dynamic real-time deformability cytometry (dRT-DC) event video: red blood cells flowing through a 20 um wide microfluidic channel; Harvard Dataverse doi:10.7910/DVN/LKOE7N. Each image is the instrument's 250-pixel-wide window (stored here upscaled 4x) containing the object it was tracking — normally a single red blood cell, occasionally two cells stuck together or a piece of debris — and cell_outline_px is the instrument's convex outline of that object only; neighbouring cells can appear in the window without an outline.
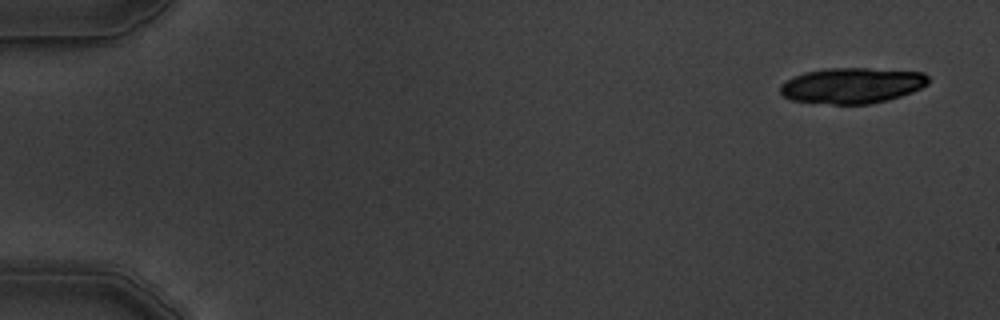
{"species": "common noctule bat (a hibernating species)", "species_latin": "Nyctalus noctula", "temperature_condition": "warm", "stored_images_in_passage": 7, "camera_frame_rate_fps": 3000, "um_per_image_px": 0.085, "animal": {"sex": "male", "body_mass_g": 19.5, "forearm_length_mm": 54.6}, "frame": {"image": 1, "passage_image": 1, "time_ms": 0.0, "image_size_px": [1000, 320], "cell_outline_px": [[928, 84], [912, 92], [888, 100], [872, 104], [832, 104], [792, 100], [784, 96], [780, 92], [780, 84], [792, 76], [804, 72], [824, 68], [868, 68], [924, 72], [928, 76]], "centroid_in_image_um": [72.41, 7.26], "position_along_channel_um": 12.6, "area_um2": 30.98}}
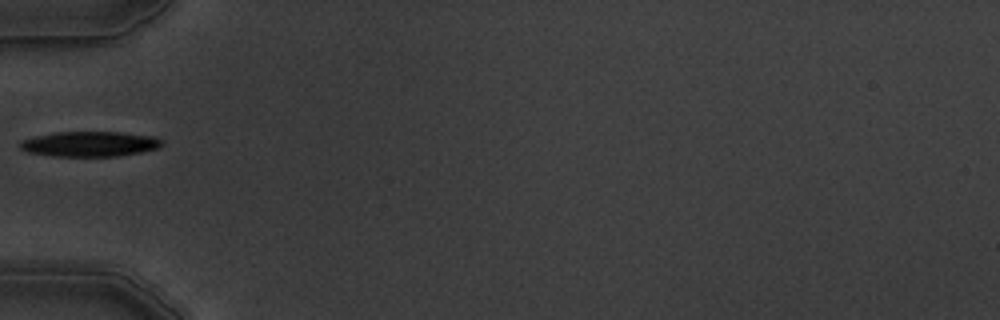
{"frame": {"image": 2, "passage_image": 6, "time_ms": 5.667, "image_size_px": [1000, 320], "cell_outline_px": [[164, 144], [156, 148], [140, 152], [116, 156], [52, 156], [28, 152], [20, 148], [20, 140], [36, 136], [56, 132], [120, 132], [156, 136], [164, 140]], "centroid_in_image_um": [7.65, 12.23], "position_along_channel_um": 77.3, "area_um2": 20.81}}